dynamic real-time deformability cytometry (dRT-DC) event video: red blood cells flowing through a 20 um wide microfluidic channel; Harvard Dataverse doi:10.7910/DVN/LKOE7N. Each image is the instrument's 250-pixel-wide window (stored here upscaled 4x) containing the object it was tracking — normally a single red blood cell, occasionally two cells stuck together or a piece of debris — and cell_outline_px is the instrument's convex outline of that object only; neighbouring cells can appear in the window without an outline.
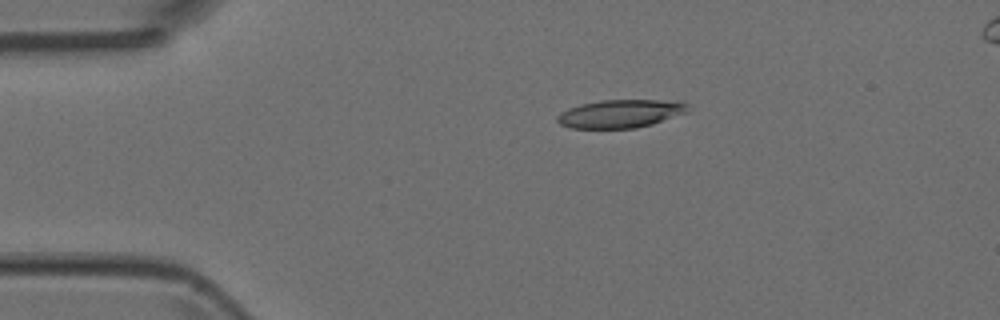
{"species": "Egyptian fruit bat (a non-hibernating species)", "species_latin": "Rousettus aegyptiacus", "temperature_condition": "room temperature", "stored_images_in_passage": 2, "camera_frame_rate_fps": 3000, "um_per_image_px": 0.085, "animal": {"sex": "female"}, "frame": {"image": 1, "passage_image": 1, "time_ms": 0.0, "image_size_px": [1000, 320], "cell_outline_px": [[688, 112], [652, 124], [636, 128], [572, 128], [560, 124], [556, 120], [556, 116], [560, 112], [568, 108], [580, 104], [600, 100], [656, 100], [688, 104]], "centroid_in_image_um": [52.67, 9.67], "position_along_channel_um": 32.3, "area_um2": 21.27}}